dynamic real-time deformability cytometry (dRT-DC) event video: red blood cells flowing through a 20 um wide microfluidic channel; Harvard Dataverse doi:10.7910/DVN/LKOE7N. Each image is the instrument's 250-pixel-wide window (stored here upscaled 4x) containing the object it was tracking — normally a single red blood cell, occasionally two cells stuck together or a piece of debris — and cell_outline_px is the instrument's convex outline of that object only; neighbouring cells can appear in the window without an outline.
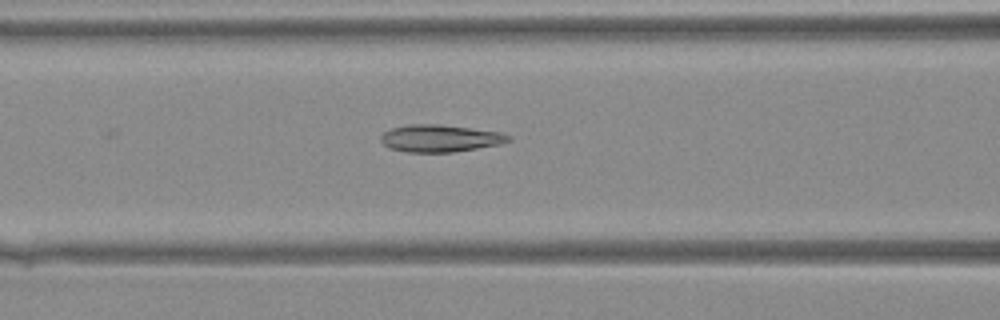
{"species": "Egyptian fruit bat (a non-hibernating species)", "species_latin": "Rousettus aegyptiacus", "temperature_condition": "warm", "stored_images_in_passage": 35, "camera_frame_rate_fps": 3000, "um_per_image_px": 0.085, "animal": {"sex": "female"}, "frame": {"image": 1, "passage_image": 15, "time_ms": 4.667, "image_size_px": [1000, 320], "cell_outline_px": [[512, 140], [500, 144], [452, 152], [408, 152], [392, 148], [384, 144], [380, 140], [380, 136], [384, 132], [392, 128], [408, 124], [440, 124], [504, 132], [512, 136]], "centroid_in_image_um": [37.45, 11.74], "position_along_channel_um": 129.1, "area_um2": 20.29}}
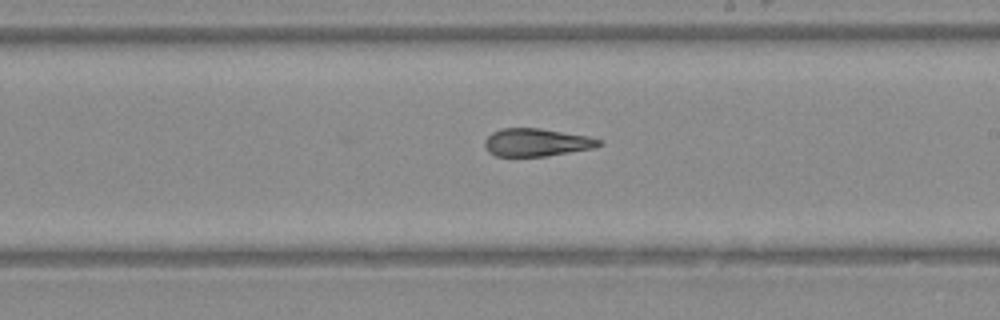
{"frame": {"image": 2, "passage_image": 22, "time_ms": 7.0, "image_size_px": [1000, 320], "cell_outline_px": [[604, 144], [596, 148], [544, 156], [496, 156], [488, 152], [484, 148], [484, 140], [492, 132], [504, 128], [540, 128], [588, 136], [600, 140]], "centroid_in_image_um": [45.6, 12.1], "position_along_channel_um": 243.4, "area_um2": 18.61}}
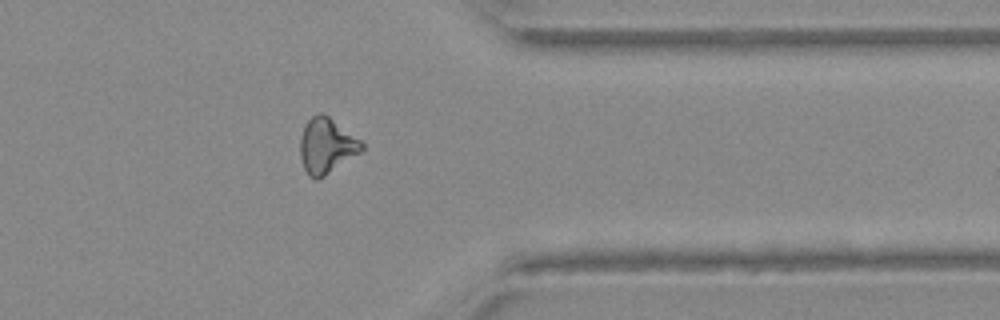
{"frame": {"image": 3, "passage_image": 31, "time_ms": 10.0, "image_size_px": [1000, 320], "cell_outline_px": [[364, 148], [360, 152], [324, 176], [316, 180], [308, 176], [304, 168], [300, 156], [300, 136], [304, 124], [316, 112], [324, 112], [360, 140], [364, 144]], "centroid_in_image_um": [27.72, 12.36], "position_along_channel_um": 383.7, "area_um2": 19.88}}